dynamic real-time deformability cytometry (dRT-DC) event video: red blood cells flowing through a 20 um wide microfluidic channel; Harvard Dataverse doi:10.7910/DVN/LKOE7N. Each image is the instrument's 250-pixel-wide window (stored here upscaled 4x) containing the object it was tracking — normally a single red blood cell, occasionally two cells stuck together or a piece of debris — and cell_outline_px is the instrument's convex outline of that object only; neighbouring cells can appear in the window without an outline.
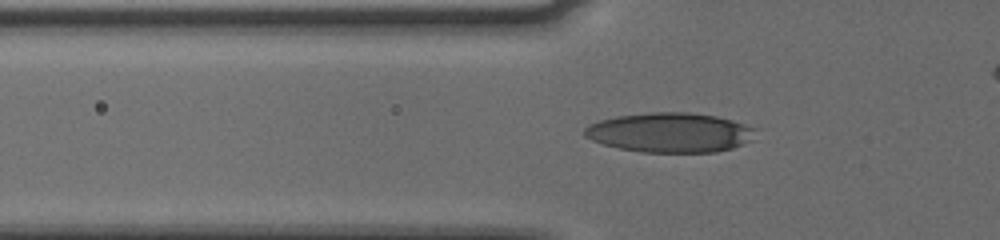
{"species": "human", "species_latin": "Homo sapiens", "temperature_condition": "cold", "stored_images_in_passage": 42, "camera_frame_rate_fps": 3000, "um_per_image_px": 0.085, "donor": {"sex": "male"}, "frame": {"image": 1, "passage_image": 11, "time_ms": 3.333, "image_size_px": [1000, 240], "cell_outline_px": [[756, 128], [752, 140], [732, 148], [716, 152], [640, 152], [620, 148], [604, 144], [592, 140], [584, 136], [584, 128], [588, 124], [600, 120], [616, 116], [652, 112], [688, 112], [716, 116], [732, 120]], "centroid_in_image_um": [56.94, 11.26], "position_along_channel_um": 68.9, "area_um2": 39.48}}
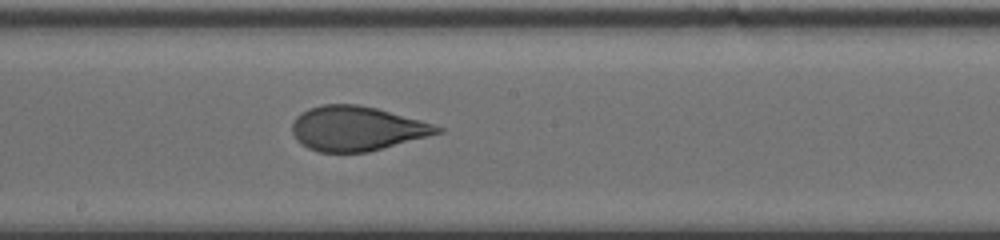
{"frame": {"image": 2, "passage_image": 23, "time_ms": 7.333, "image_size_px": [1000, 240], "cell_outline_px": [[444, 132], [368, 152], [320, 152], [308, 148], [296, 140], [292, 132], [292, 124], [296, 116], [308, 108], [324, 104], [356, 104], [376, 108], [420, 120], [444, 128]], "centroid_in_image_um": [30.31, 10.92], "position_along_channel_um": 217.9, "area_um2": 37.57}}
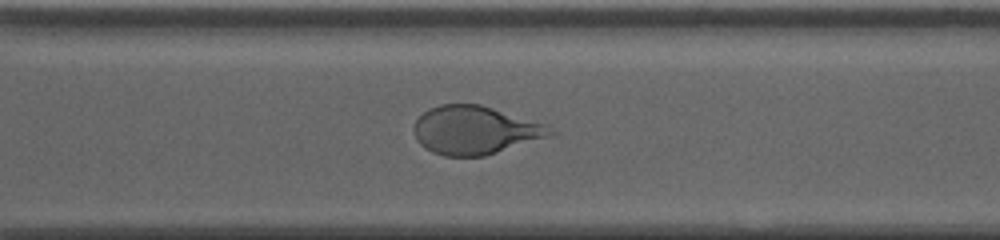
{"frame": {"image": 3, "passage_image": 32, "time_ms": 10.333, "image_size_px": [1000, 240], "cell_outline_px": [[560, 132], [552, 136], [484, 156], [444, 156], [432, 152], [424, 148], [416, 140], [412, 128], [416, 120], [428, 108], [440, 104], [480, 104], [544, 124]], "centroid_in_image_um": [40.37, 11.07], "position_along_channel_um": 330.2, "area_um2": 38.55}, "authors_computed_cell_mechanics": {"area_um2": 37.6856, "velocity_mm_per_s": 3.7669, "shape_relaxation_time_tau1_ms": 3.467, "shape_relaxation_time_tau2_ms": 1.0022, "deformation_change_tau1": 0.1581, "deformation_change_tau2": 0.0706}}